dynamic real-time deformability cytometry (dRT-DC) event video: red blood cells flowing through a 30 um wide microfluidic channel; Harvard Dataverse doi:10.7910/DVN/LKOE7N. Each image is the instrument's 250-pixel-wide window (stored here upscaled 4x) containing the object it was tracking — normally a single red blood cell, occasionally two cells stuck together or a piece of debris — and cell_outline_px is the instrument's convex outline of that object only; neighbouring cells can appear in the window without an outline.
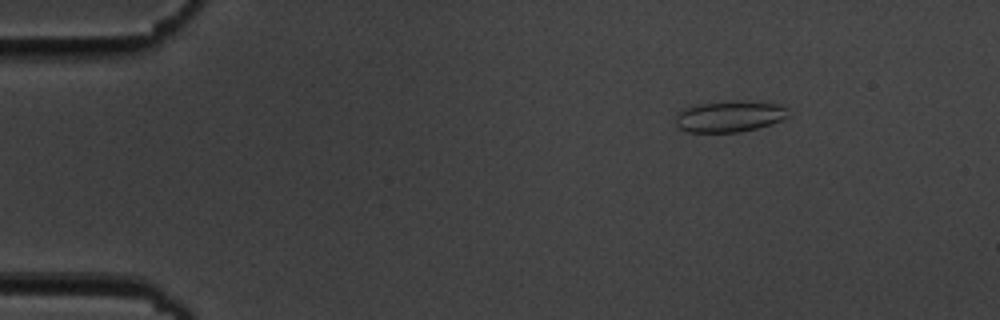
{"species": "common noctule bat (a hibernating species)", "species_latin": "Nyctalus noctula", "temperature_condition": "cold", "stored_images_in_passage": 49, "camera_frame_rate_fps": 3000, "um_per_image_px": 0.085, "animal": {"sex": "male", "body_mass_g": 19.5, "forearm_length_mm": 54.6}, "frame": {"image": 1, "passage_image": 2, "time_ms": 0.333, "image_size_px": [1000, 320], "cell_outline_px": [[788, 116], [772, 124], [740, 132], [688, 132], [680, 128], [676, 124], [676, 116], [684, 108], [700, 104], [728, 100], [736, 100], [784, 104]], "centroid_in_image_um": [62.03, 9.88], "position_along_channel_um": 23.0, "area_um2": 20.52}}
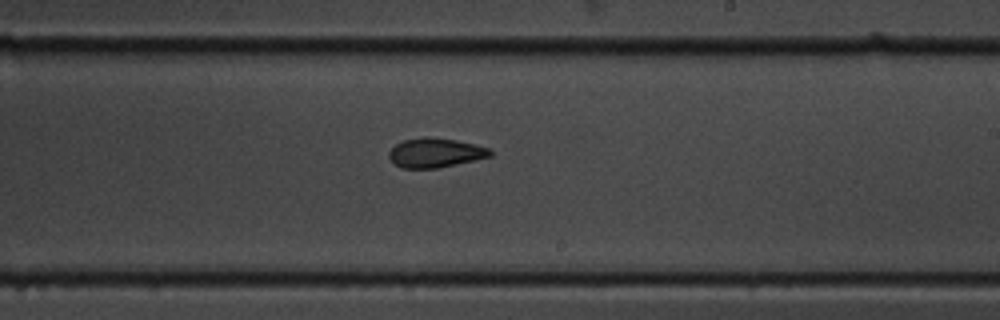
{"frame": {"image": 2, "passage_image": 27, "time_ms": 8.667, "image_size_px": [1000, 320], "cell_outline_px": [[492, 156], [456, 164], [436, 168], [400, 168], [388, 156], [388, 152], [396, 144], [404, 140], [424, 136], [456, 140], [476, 144], [488, 148], [492, 152]], "centroid_in_image_um": [37.0, 12.98], "position_along_channel_um": 252.0, "area_um2": 17.22}}
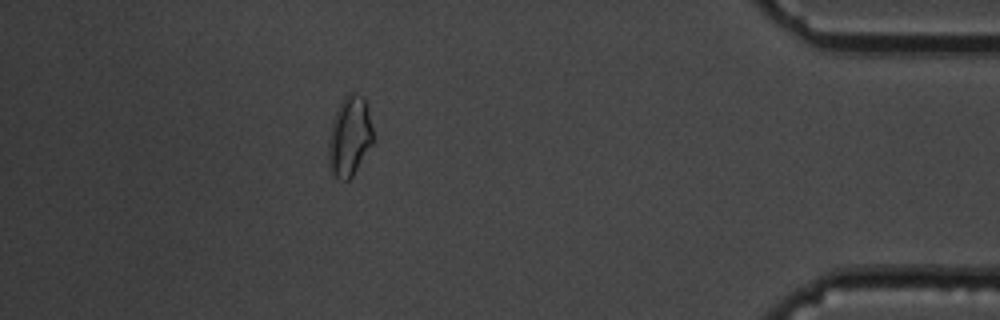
{"frame": {"image": 3, "passage_image": 43, "time_ms": 14.0, "image_size_px": [1000, 320], "cell_outline_px": [[372, 144], [352, 176], [348, 180], [340, 180], [328, 168], [328, 140], [332, 124], [340, 100], [352, 88], [364, 96], [372, 128]], "centroid_in_image_um": [29.69, 11.53], "position_along_channel_um": 405.5, "area_um2": 20.87}, "authors_computed_cell_mechanics": {"area_um2": 18.0336, "velocity_mm_per_s": 3.6931, "shape_relaxation_time_tau1_ms": null, "shape_relaxation_time_tau2_ms": 1.4002, "deformation_change_tau1": null, "deformation_change_tau2": 0.068}}